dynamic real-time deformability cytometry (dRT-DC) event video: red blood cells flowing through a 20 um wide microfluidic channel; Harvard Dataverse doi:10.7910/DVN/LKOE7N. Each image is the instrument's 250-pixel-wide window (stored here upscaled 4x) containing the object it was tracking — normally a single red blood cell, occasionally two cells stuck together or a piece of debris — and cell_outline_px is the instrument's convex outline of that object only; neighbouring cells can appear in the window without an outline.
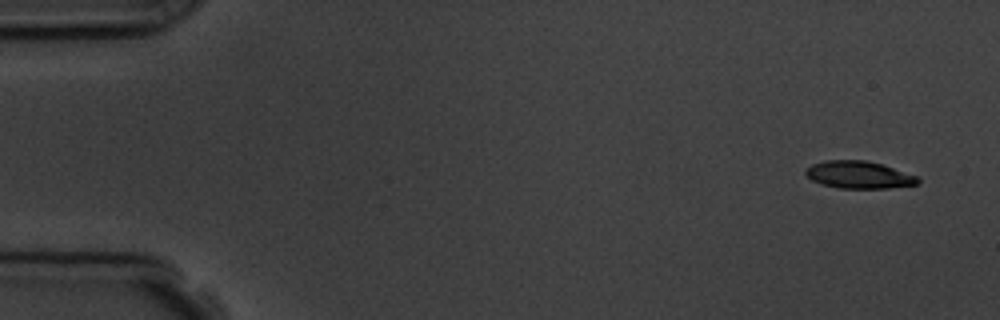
{"species": "common noctule bat (a hibernating species)", "species_latin": "Nyctalus noctula", "temperature_condition": "room temperature", "stored_images_in_passage": 6, "camera_frame_rate_fps": 3000, "um_per_image_px": 0.085, "animal": {"sex": "male", "body_mass_g": 19.5, "forearm_length_mm": 54.6}, "frame": {"image": 1, "passage_image": 1, "time_ms": 0.0, "image_size_px": [1000, 320], "cell_outline_px": [[920, 180], [916, 184], [888, 188], [840, 188], [820, 184], [812, 180], [804, 172], [812, 164], [824, 160], [864, 160], [880, 164], [916, 176]], "centroid_in_image_um": [72.95, 14.86], "position_along_channel_um": 12.0, "area_um2": 17.57}}
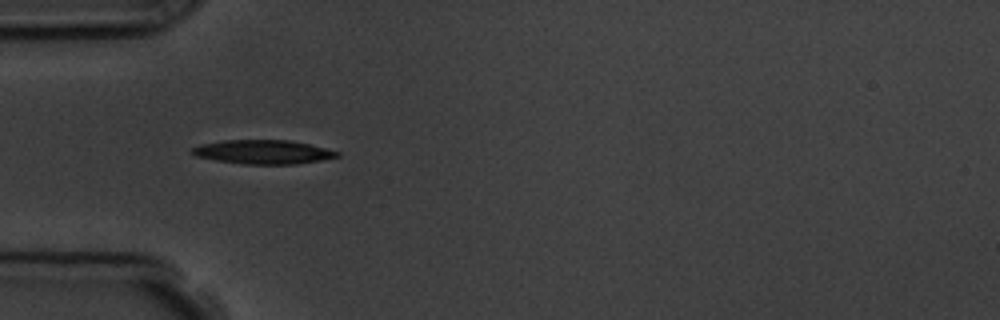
{"frame": {"image": 2, "passage_image": 5, "time_ms": 4.667, "image_size_px": [1000, 320], "cell_outline_px": [[340, 156], [320, 160], [296, 164], [244, 164], [216, 160], [196, 156], [192, 152], [192, 148], [200, 144], [224, 140], [288, 140], [308, 144], [340, 152]], "centroid_in_image_um": [22.36, 12.91], "position_along_channel_um": 62.6, "area_um2": 20.06}}